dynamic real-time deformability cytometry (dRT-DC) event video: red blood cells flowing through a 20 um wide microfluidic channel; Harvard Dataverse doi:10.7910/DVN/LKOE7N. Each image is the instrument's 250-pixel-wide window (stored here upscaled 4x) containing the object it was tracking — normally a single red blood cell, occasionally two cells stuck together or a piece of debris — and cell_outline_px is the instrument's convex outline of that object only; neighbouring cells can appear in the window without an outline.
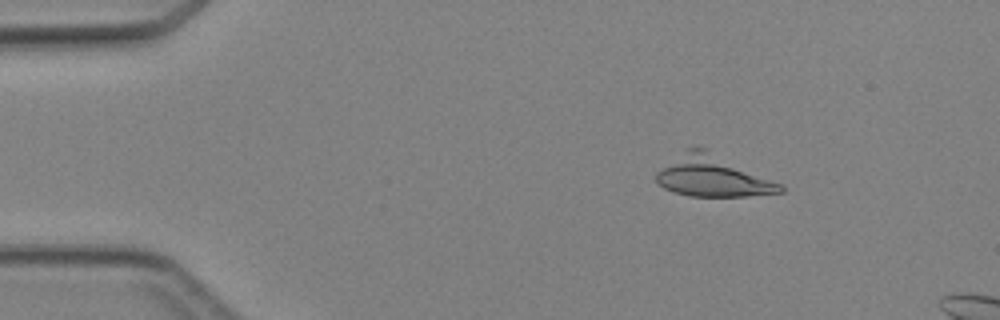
{"species": "Egyptian fruit bat (a non-hibernating species)", "species_latin": "Rousettus aegyptiacus", "temperature_condition": "cold", "stored_images_in_passage": 4, "camera_frame_rate_fps": 3000, "um_per_image_px": 0.085, "animal": {"sex": "female"}, "frame": {"image": 1, "passage_image": 1, "time_ms": 0.0, "image_size_px": [1000, 320], "cell_outline_px": [[784, 192], [744, 196], [688, 196], [672, 192], [664, 188], [656, 180], [656, 172], [684, 148], [708, 148], [780, 184], [784, 188]], "centroid_in_image_um": [60.54, 14.96], "position_along_channel_um": 24.5, "area_um2": 29.65}}